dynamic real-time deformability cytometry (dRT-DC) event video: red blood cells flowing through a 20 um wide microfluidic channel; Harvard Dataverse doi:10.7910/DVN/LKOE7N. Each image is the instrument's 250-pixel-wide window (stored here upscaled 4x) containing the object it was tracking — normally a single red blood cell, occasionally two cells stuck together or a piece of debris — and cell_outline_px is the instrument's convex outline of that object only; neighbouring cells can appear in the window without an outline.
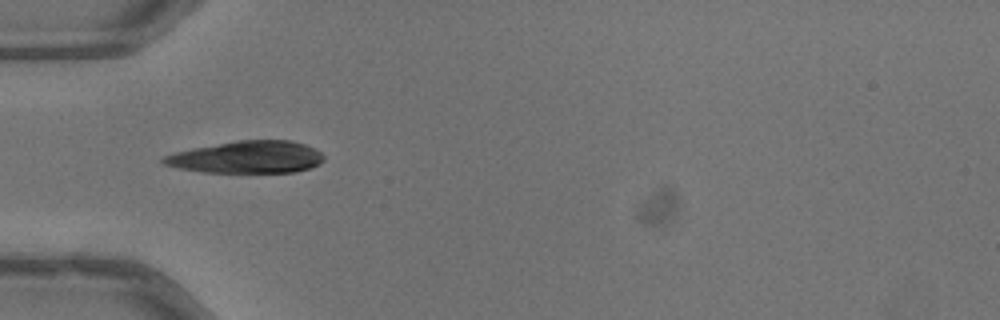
{"species": "common noctule bat (a hibernating species)", "species_latin": "Nyctalus noctula", "temperature_condition": "warm", "stored_images_in_passage": 13, "camera_frame_rate_fps": 3000, "um_per_image_px": 0.085, "animal": {"sex": "male", "body_mass_g": 13.3}, "frame": {"image": 1, "passage_image": 1, "time_ms": 0.0, "image_size_px": [1000, 320], "cell_outline_px": [[324, 160], [320, 164], [296, 172], [204, 172], [180, 168], [164, 164], [160, 160], [164, 156], [176, 152], [192, 148], [236, 140], [288, 140], [304, 144], [320, 152], [324, 156]], "centroid_in_image_um": [21.0, 13.35], "position_along_channel_um": 64.0, "area_um2": 29.88}}